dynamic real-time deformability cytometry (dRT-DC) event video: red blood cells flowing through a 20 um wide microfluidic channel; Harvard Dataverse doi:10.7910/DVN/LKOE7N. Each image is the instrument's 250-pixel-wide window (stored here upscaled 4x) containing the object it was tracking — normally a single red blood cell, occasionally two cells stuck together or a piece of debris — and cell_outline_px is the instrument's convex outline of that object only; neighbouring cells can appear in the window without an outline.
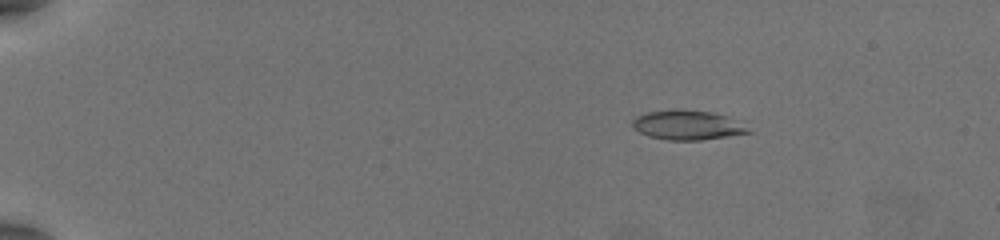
{"species": "common noctule bat (a hibernating species)", "species_latin": "Nyctalus noctula", "temperature_condition": "warm", "stored_images_in_passage": 57, "camera_frame_rate_fps": 3000, "um_per_image_px": 0.085, "animal": {"sex": "female", "body_mass_g": 19.5, "forearm_length_mm": 54.1}, "frame": {"image": 1, "passage_image": 11, "time_ms": 3.333, "image_size_px": [1000, 240], "cell_outline_px": [[752, 132], [700, 140], [668, 140], [648, 136], [632, 128], [632, 120], [636, 116], [648, 112], [676, 108], [680, 108], [712, 112], [724, 116], [748, 128]], "centroid_in_image_um": [58.33, 10.62], "position_along_channel_um": 26.7, "area_um2": 19.77}}
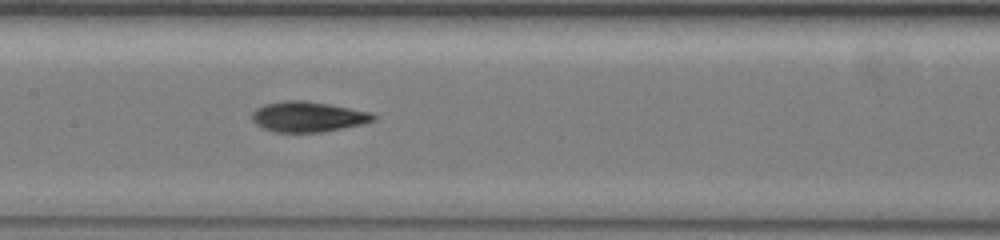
{"frame": {"image": 2, "passage_image": 32, "time_ms": 10.333, "image_size_px": [1000, 240], "cell_outline_px": [[376, 120], [364, 124], [324, 132], [272, 132], [256, 124], [252, 120], [252, 112], [256, 108], [264, 104], [284, 100], [304, 100], [328, 104], [372, 112], [376, 116]], "centroid_in_image_um": [26.19, 9.92], "position_along_channel_um": 181.2, "area_um2": 21.68}}
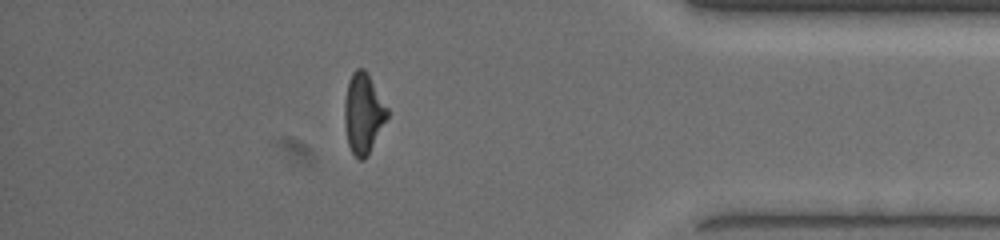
{"frame": {"image": 3, "passage_image": 51, "time_ms": 16.667, "image_size_px": [1000, 240], "cell_outline_px": [[388, 116], [368, 156], [364, 160], [360, 160], [352, 152], [348, 144], [344, 124], [344, 100], [348, 80], [352, 72], [356, 68], [364, 68], [388, 108]], "centroid_in_image_um": [30.86, 9.64], "position_along_channel_um": 404.3, "area_um2": 20.0}, "authors_computed_cell_mechanics": {"area_um2": 20.519, "velocity_mm_per_s": 3.9272, "shape_relaxation_time_tau1_ms": 6.1532, "shape_relaxation_time_tau2_ms": 1.9589, "deformation_change_tau1": 0.2154, "deformation_change_tau2": 0.0951}}